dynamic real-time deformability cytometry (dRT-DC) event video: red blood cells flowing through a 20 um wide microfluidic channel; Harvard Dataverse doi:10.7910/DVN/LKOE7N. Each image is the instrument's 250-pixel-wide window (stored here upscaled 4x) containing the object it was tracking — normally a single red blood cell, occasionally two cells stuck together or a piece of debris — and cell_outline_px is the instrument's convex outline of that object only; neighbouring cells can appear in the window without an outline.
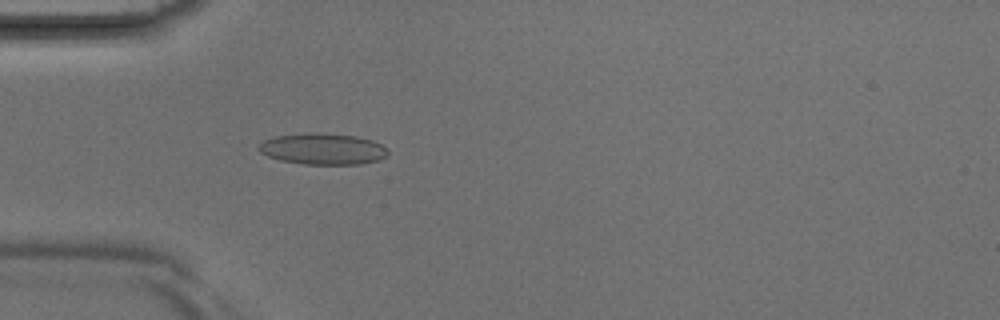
{"species": "Egyptian fruit bat (a non-hibernating species)", "species_latin": "Rousettus aegyptiacus", "temperature_condition": "room temperature", "stored_images_in_passage": 36, "camera_frame_rate_fps": 3000, "um_per_image_px": 0.085, "animal": {"sex": "male"}, "frame": {"image": 1, "passage_image": 7, "time_ms": 2.0, "image_size_px": [1000, 320], "cell_outline_px": [[388, 152], [384, 156], [376, 160], [360, 164], [304, 164], [280, 160], [268, 156], [260, 152], [256, 148], [264, 140], [276, 136], [308, 132], [356, 136], [372, 140], [380, 144]], "centroid_in_image_um": [27.38, 12.65], "position_along_channel_um": 57.6, "area_um2": 23.24}}
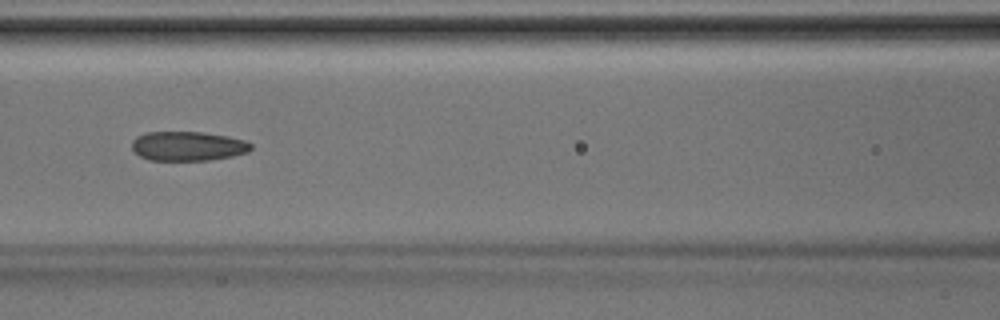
{"frame": {"image": 2, "passage_image": 13, "time_ms": 4.0, "image_size_px": [1000, 320], "cell_outline_px": [[252, 148], [248, 152], [232, 156], [208, 160], [148, 160], [140, 156], [132, 148], [132, 140], [136, 136], [148, 132], [204, 132], [228, 136], [244, 140], [252, 144]], "centroid_in_image_um": [15.97, 12.41], "position_along_channel_um": 150.6, "area_um2": 20.4}}
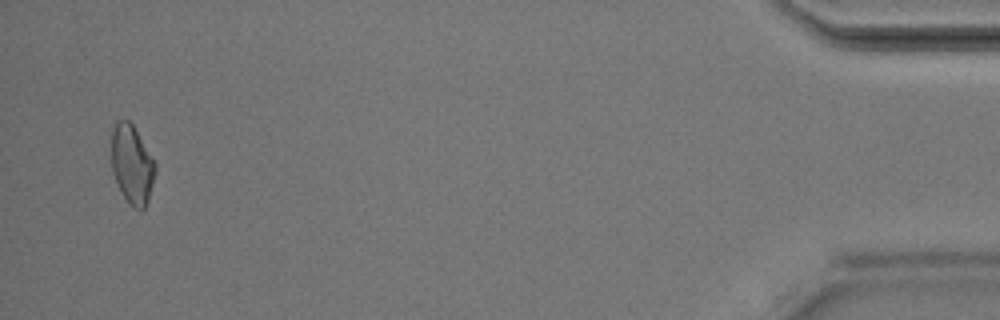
{"frame": {"image": 3, "passage_image": 35, "time_ms": 11.333, "image_size_px": [1000, 320], "cell_outline_px": [[156, 168], [148, 200], [144, 208], [140, 212], [132, 208], [128, 204], [120, 192], [112, 172], [112, 128], [116, 120], [128, 120], [132, 124], [156, 164]], "centroid_in_image_um": [11.2, 14.02], "position_along_channel_um": 424.0, "area_um2": 20.17}}